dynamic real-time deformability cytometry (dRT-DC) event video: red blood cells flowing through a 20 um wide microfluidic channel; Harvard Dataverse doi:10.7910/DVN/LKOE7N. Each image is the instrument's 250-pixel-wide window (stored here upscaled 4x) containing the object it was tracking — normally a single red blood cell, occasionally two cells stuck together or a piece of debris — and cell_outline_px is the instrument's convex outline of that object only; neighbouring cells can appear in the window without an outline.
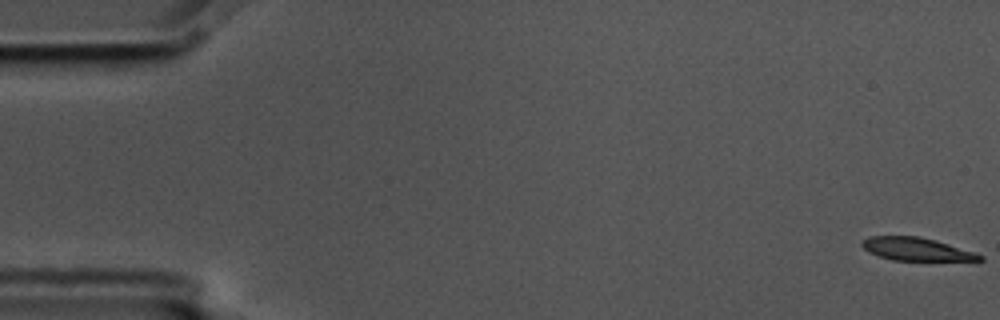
{"species": "common noctule bat (a hibernating species)", "species_latin": "Nyctalus noctula", "temperature_condition": "cold", "stored_images_in_passage": 57, "camera_frame_rate_fps": 3000, "um_per_image_px": 0.085, "animal": {"sex": "male", "body_mass_g": 17.5, "forearm_length_mm": 52.3}, "frame": {"image": 1, "passage_image": 1, "time_ms": 0.0, "image_size_px": [1000, 320], "cell_outline_px": [[984, 260], [892, 260], [868, 252], [860, 244], [868, 236], [916, 236], [936, 240], [976, 252], [984, 256]], "centroid_in_image_um": [77.9, 21.17], "position_along_channel_um": 7.1, "area_um2": 15.66}}
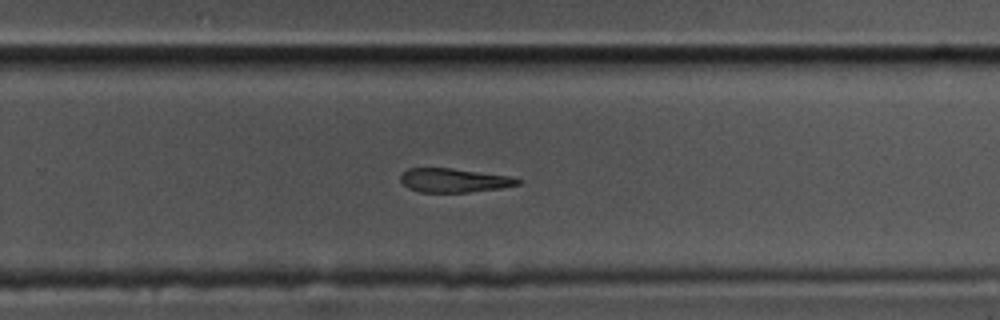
{"frame": {"image": 2, "passage_image": 37, "time_ms": 12.0, "image_size_px": [1000, 320], "cell_outline_px": [[520, 184], [500, 188], [468, 192], [420, 192], [408, 188], [400, 180], [400, 176], [408, 168], [452, 168], [512, 176], [520, 180]], "centroid_in_image_um": [38.59, 15.32], "position_along_channel_um": 291.2, "area_um2": 16.3}}
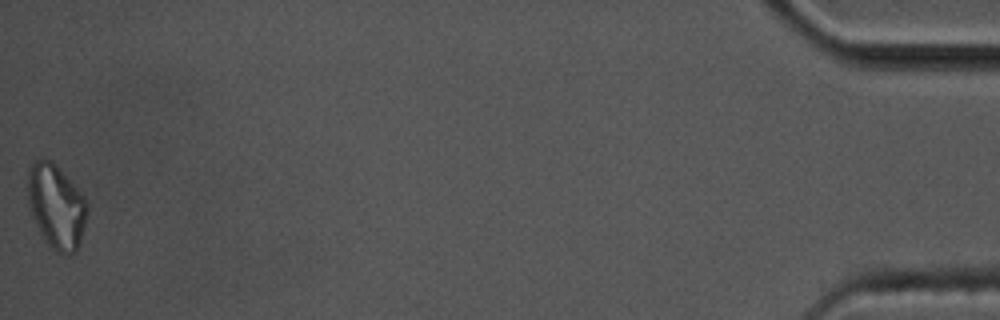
{"frame": {"image": 3, "passage_image": 57, "time_ms": 18.667, "image_size_px": [1000, 320], "cell_outline_px": [[88, 212], [80, 244], [76, 252], [68, 256], [56, 252], [48, 244], [36, 224], [28, 204], [28, 168], [40, 156], [44, 156], [52, 160], [56, 164], [84, 196], [88, 204]], "centroid_in_image_um": [4.8, 17.52], "position_along_channel_um": 430.4, "area_um2": 29.48}}